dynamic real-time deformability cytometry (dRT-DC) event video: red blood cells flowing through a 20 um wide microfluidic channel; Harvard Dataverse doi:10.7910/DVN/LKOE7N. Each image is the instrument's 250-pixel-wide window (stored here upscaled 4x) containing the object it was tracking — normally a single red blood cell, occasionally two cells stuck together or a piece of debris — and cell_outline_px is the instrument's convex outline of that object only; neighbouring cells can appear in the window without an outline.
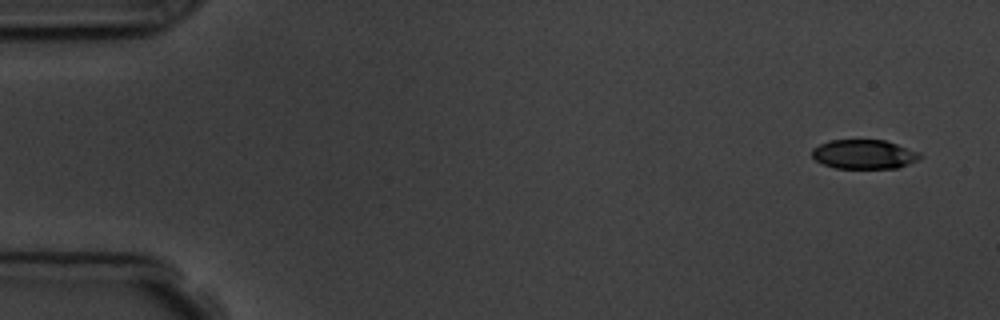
{"species": "common noctule bat (a hibernating species)", "species_latin": "Nyctalus noctula", "temperature_condition": "room temperature", "stored_images_in_passage": 4, "camera_frame_rate_fps": 3000, "um_per_image_px": 0.085, "animal": {"sex": "male", "body_mass_g": 19.5, "forearm_length_mm": 54.6}, "frame": {"image": 1, "passage_image": 1, "time_ms": 0.0, "image_size_px": [1000, 320], "cell_outline_px": [[920, 156], [916, 160], [908, 164], [896, 168], [836, 168], [824, 164], [816, 160], [812, 156], [812, 148], [828, 140], [884, 140], [920, 152]], "centroid_in_image_um": [73.41, 13.11], "position_along_channel_um": 11.6, "area_um2": 18.21}}
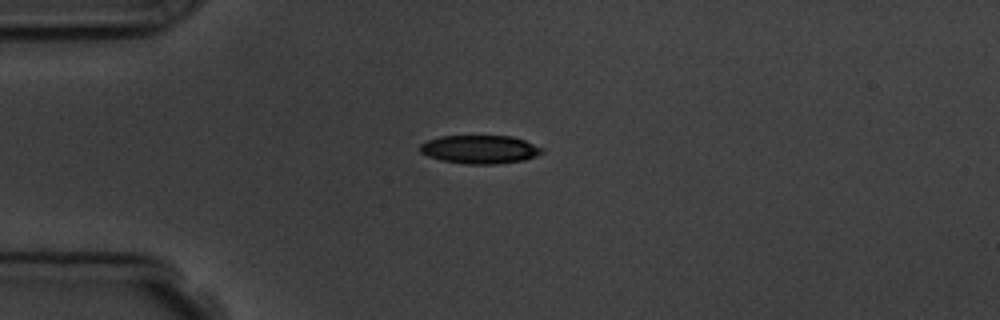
{"frame": {"image": 2, "passage_image": 4, "time_ms": 3.667, "image_size_px": [1000, 320], "cell_outline_px": [[544, 152], [536, 156], [524, 160], [496, 164], [468, 164], [440, 160], [428, 156], [420, 152], [420, 144], [428, 140], [440, 136], [512, 136], [524, 140], [544, 148]], "centroid_in_image_um": [40.8, 12.7], "position_along_channel_um": 44.2, "area_um2": 20.23}}